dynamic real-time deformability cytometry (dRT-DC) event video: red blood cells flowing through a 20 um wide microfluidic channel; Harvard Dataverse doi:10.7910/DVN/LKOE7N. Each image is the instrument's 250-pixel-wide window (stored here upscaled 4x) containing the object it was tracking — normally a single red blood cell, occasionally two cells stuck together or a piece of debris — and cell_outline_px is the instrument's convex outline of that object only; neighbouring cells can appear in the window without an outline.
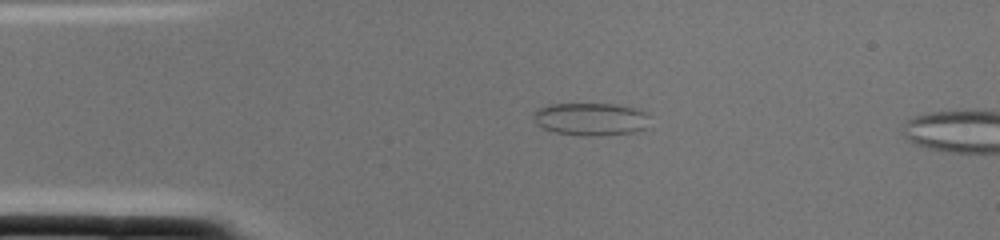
{"species": "common noctule bat (a hibernating species)", "species_latin": "Nyctalus noctula", "temperature_condition": "cold", "stored_images_in_passage": 3, "camera_frame_rate_fps": 3000, "um_per_image_px": 0.085, "animal": {"sex": "female", "body_mass_g": 22.0, "forearm_length_mm": 56.7}, "frame": {"image": 1, "passage_image": 1, "time_ms": 0.0, "image_size_px": [1000, 240], "cell_outline_px": [[648, 128], [632, 132], [600, 136], [584, 136], [556, 132], [544, 128], [536, 124], [532, 116], [536, 108], [548, 104], [616, 104], [636, 108], [648, 112]], "centroid_in_image_um": [50.22, 10.12], "position_along_channel_um": 34.8, "area_um2": 22.48}}